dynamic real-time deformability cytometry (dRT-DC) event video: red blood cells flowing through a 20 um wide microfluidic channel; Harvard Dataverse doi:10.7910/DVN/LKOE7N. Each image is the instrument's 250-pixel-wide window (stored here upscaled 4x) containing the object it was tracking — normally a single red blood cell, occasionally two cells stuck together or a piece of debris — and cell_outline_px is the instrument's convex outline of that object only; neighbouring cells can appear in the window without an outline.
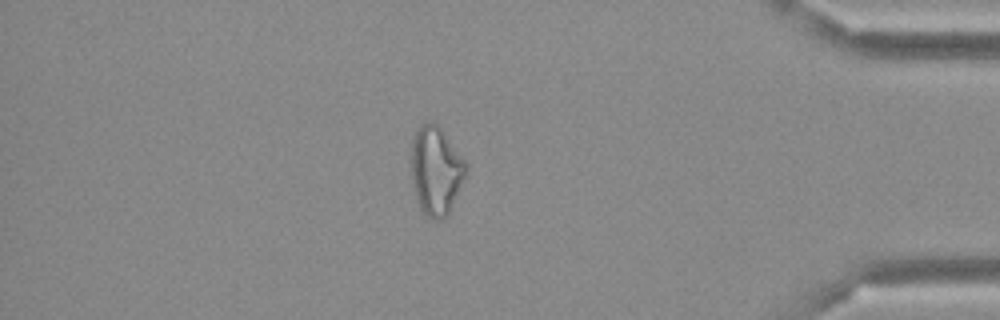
{"species": "Egyptian fruit bat (a non-hibernating species)", "species_latin": "Rousettus aegyptiacus", "temperature_condition": "cold", "stored_images_in_passage": 48, "camera_frame_rate_fps": 3000, "um_per_image_px": 0.085, "frame": {"image": 1, "passage_image": 41, "time_ms": 13.333, "image_size_px": [1000, 320], "cell_outline_px": [[464, 176], [448, 212], [440, 220], [432, 220], [424, 216], [420, 208], [412, 184], [412, 140], [416, 128], [420, 124], [428, 120], [432, 120], [444, 132], [464, 160]], "centroid_in_image_um": [36.99, 14.47], "position_along_channel_um": 398.2, "area_um2": 27.63}}